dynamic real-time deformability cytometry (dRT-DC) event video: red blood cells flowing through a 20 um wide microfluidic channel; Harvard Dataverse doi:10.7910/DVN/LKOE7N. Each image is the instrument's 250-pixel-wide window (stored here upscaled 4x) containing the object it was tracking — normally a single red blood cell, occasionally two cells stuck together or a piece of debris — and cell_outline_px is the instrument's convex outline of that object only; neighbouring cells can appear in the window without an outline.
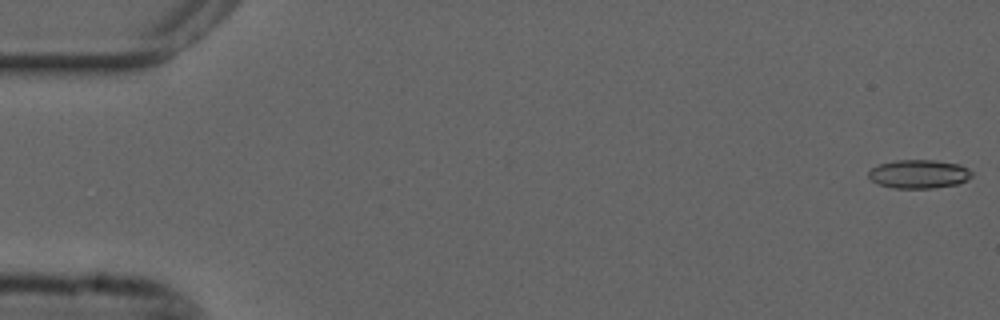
{"species": "common noctule bat (a hibernating species)", "species_latin": "Nyctalus noctula", "temperature_condition": "cold", "stored_images_in_passage": 9, "camera_frame_rate_fps": 3000, "um_per_image_px": 0.085, "animal": {"sex": "male", "forearm_length_mm": 52.5}, "frame": {"image": 1, "passage_image": 1, "time_ms": 0.0, "image_size_px": [1000, 320], "cell_outline_px": [[972, 176], [968, 180], [956, 184], [932, 188], [892, 188], [876, 184], [868, 176], [868, 172], [872, 168], [880, 164], [896, 160], [936, 160], [960, 164], [968, 168], [972, 172]], "centroid_in_image_um": [78.11, 14.79], "position_along_channel_um": 6.9, "area_um2": 17.34}}